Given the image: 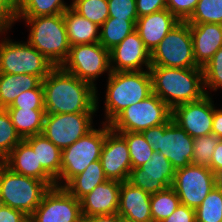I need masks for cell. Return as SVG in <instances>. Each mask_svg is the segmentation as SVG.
Returning <instances> with one entry per match:
<instances>
[{"mask_svg": "<svg viewBox=\"0 0 222 222\" xmlns=\"http://www.w3.org/2000/svg\"><path fill=\"white\" fill-rule=\"evenodd\" d=\"M81 222H124V221L117 213H114L107 215L83 217Z\"/></svg>", "mask_w": 222, "mask_h": 222, "instance_id": "7dc6e473", "label": "cell"}, {"mask_svg": "<svg viewBox=\"0 0 222 222\" xmlns=\"http://www.w3.org/2000/svg\"><path fill=\"white\" fill-rule=\"evenodd\" d=\"M141 133L152 149L163 154L175 169L192 163L194 138L176 124L172 117L165 124Z\"/></svg>", "mask_w": 222, "mask_h": 222, "instance_id": "8992f818", "label": "cell"}, {"mask_svg": "<svg viewBox=\"0 0 222 222\" xmlns=\"http://www.w3.org/2000/svg\"><path fill=\"white\" fill-rule=\"evenodd\" d=\"M6 109H0V162L21 141Z\"/></svg>", "mask_w": 222, "mask_h": 222, "instance_id": "d590c367", "label": "cell"}, {"mask_svg": "<svg viewBox=\"0 0 222 222\" xmlns=\"http://www.w3.org/2000/svg\"><path fill=\"white\" fill-rule=\"evenodd\" d=\"M72 5H66L63 0H19L15 21L19 18H35L63 14Z\"/></svg>", "mask_w": 222, "mask_h": 222, "instance_id": "f1b7e54d", "label": "cell"}, {"mask_svg": "<svg viewBox=\"0 0 222 222\" xmlns=\"http://www.w3.org/2000/svg\"><path fill=\"white\" fill-rule=\"evenodd\" d=\"M81 204L64 187H51L29 216V222H81Z\"/></svg>", "mask_w": 222, "mask_h": 222, "instance_id": "4fadbf2b", "label": "cell"}, {"mask_svg": "<svg viewBox=\"0 0 222 222\" xmlns=\"http://www.w3.org/2000/svg\"><path fill=\"white\" fill-rule=\"evenodd\" d=\"M71 5L76 13L99 27L109 18L107 0H74Z\"/></svg>", "mask_w": 222, "mask_h": 222, "instance_id": "836d02e7", "label": "cell"}, {"mask_svg": "<svg viewBox=\"0 0 222 222\" xmlns=\"http://www.w3.org/2000/svg\"><path fill=\"white\" fill-rule=\"evenodd\" d=\"M16 132L22 140L42 134L45 110L6 108Z\"/></svg>", "mask_w": 222, "mask_h": 222, "instance_id": "83f0119b", "label": "cell"}, {"mask_svg": "<svg viewBox=\"0 0 222 222\" xmlns=\"http://www.w3.org/2000/svg\"><path fill=\"white\" fill-rule=\"evenodd\" d=\"M167 9V0H136L138 18Z\"/></svg>", "mask_w": 222, "mask_h": 222, "instance_id": "b9f144b4", "label": "cell"}, {"mask_svg": "<svg viewBox=\"0 0 222 222\" xmlns=\"http://www.w3.org/2000/svg\"><path fill=\"white\" fill-rule=\"evenodd\" d=\"M151 195L129 182H121L117 214L124 222H153L150 210Z\"/></svg>", "mask_w": 222, "mask_h": 222, "instance_id": "ffe728a7", "label": "cell"}, {"mask_svg": "<svg viewBox=\"0 0 222 222\" xmlns=\"http://www.w3.org/2000/svg\"><path fill=\"white\" fill-rule=\"evenodd\" d=\"M219 141L220 139L212 133L195 137L191 164L209 167L213 152Z\"/></svg>", "mask_w": 222, "mask_h": 222, "instance_id": "8d00e7d4", "label": "cell"}, {"mask_svg": "<svg viewBox=\"0 0 222 222\" xmlns=\"http://www.w3.org/2000/svg\"><path fill=\"white\" fill-rule=\"evenodd\" d=\"M217 186L219 187V189H220L221 192H222V184H217Z\"/></svg>", "mask_w": 222, "mask_h": 222, "instance_id": "f5cc1de1", "label": "cell"}, {"mask_svg": "<svg viewBox=\"0 0 222 222\" xmlns=\"http://www.w3.org/2000/svg\"><path fill=\"white\" fill-rule=\"evenodd\" d=\"M204 77V87L222 88V47L219 48L214 56L202 67Z\"/></svg>", "mask_w": 222, "mask_h": 222, "instance_id": "74e56055", "label": "cell"}, {"mask_svg": "<svg viewBox=\"0 0 222 222\" xmlns=\"http://www.w3.org/2000/svg\"><path fill=\"white\" fill-rule=\"evenodd\" d=\"M196 222H222V192L215 186L195 209Z\"/></svg>", "mask_w": 222, "mask_h": 222, "instance_id": "d6a6232c", "label": "cell"}, {"mask_svg": "<svg viewBox=\"0 0 222 222\" xmlns=\"http://www.w3.org/2000/svg\"><path fill=\"white\" fill-rule=\"evenodd\" d=\"M33 149L38 158V165L56 180L61 171L62 150L44 135H33L24 139Z\"/></svg>", "mask_w": 222, "mask_h": 222, "instance_id": "484cf974", "label": "cell"}, {"mask_svg": "<svg viewBox=\"0 0 222 222\" xmlns=\"http://www.w3.org/2000/svg\"><path fill=\"white\" fill-rule=\"evenodd\" d=\"M105 112L110 124L130 105L142 101L152 93V78L147 71H111L108 74Z\"/></svg>", "mask_w": 222, "mask_h": 222, "instance_id": "3957f363", "label": "cell"}, {"mask_svg": "<svg viewBox=\"0 0 222 222\" xmlns=\"http://www.w3.org/2000/svg\"><path fill=\"white\" fill-rule=\"evenodd\" d=\"M109 17L137 21L136 0H107Z\"/></svg>", "mask_w": 222, "mask_h": 222, "instance_id": "ab89813d", "label": "cell"}, {"mask_svg": "<svg viewBox=\"0 0 222 222\" xmlns=\"http://www.w3.org/2000/svg\"><path fill=\"white\" fill-rule=\"evenodd\" d=\"M152 92L171 109L183 103L195 102L209 95L205 91L203 69L151 66ZM203 85V86H202Z\"/></svg>", "mask_w": 222, "mask_h": 222, "instance_id": "7a4b0ae2", "label": "cell"}, {"mask_svg": "<svg viewBox=\"0 0 222 222\" xmlns=\"http://www.w3.org/2000/svg\"><path fill=\"white\" fill-rule=\"evenodd\" d=\"M136 21H125L109 17L102 25L100 30L99 43L108 51L117 46L122 40L135 31Z\"/></svg>", "mask_w": 222, "mask_h": 222, "instance_id": "f546056e", "label": "cell"}, {"mask_svg": "<svg viewBox=\"0 0 222 222\" xmlns=\"http://www.w3.org/2000/svg\"><path fill=\"white\" fill-rule=\"evenodd\" d=\"M19 0H0V15L11 25L15 21Z\"/></svg>", "mask_w": 222, "mask_h": 222, "instance_id": "f6af8a7d", "label": "cell"}, {"mask_svg": "<svg viewBox=\"0 0 222 222\" xmlns=\"http://www.w3.org/2000/svg\"><path fill=\"white\" fill-rule=\"evenodd\" d=\"M180 204V199L172 187L151 194L150 210L153 222L168 218Z\"/></svg>", "mask_w": 222, "mask_h": 222, "instance_id": "4dcf8cb0", "label": "cell"}, {"mask_svg": "<svg viewBox=\"0 0 222 222\" xmlns=\"http://www.w3.org/2000/svg\"><path fill=\"white\" fill-rule=\"evenodd\" d=\"M0 222H29V216L18 209L4 205L0 208Z\"/></svg>", "mask_w": 222, "mask_h": 222, "instance_id": "ee69618b", "label": "cell"}, {"mask_svg": "<svg viewBox=\"0 0 222 222\" xmlns=\"http://www.w3.org/2000/svg\"><path fill=\"white\" fill-rule=\"evenodd\" d=\"M4 206V202L3 200L1 199V196H0V208H2Z\"/></svg>", "mask_w": 222, "mask_h": 222, "instance_id": "816d5d0a", "label": "cell"}, {"mask_svg": "<svg viewBox=\"0 0 222 222\" xmlns=\"http://www.w3.org/2000/svg\"><path fill=\"white\" fill-rule=\"evenodd\" d=\"M67 39L70 46L97 43L100 40L99 26L80 16L72 8L63 13Z\"/></svg>", "mask_w": 222, "mask_h": 222, "instance_id": "cb8c5ba5", "label": "cell"}, {"mask_svg": "<svg viewBox=\"0 0 222 222\" xmlns=\"http://www.w3.org/2000/svg\"><path fill=\"white\" fill-rule=\"evenodd\" d=\"M180 20L168 9H163L142 17L136 21L135 30L150 53L158 46L168 32Z\"/></svg>", "mask_w": 222, "mask_h": 222, "instance_id": "44dd1931", "label": "cell"}, {"mask_svg": "<svg viewBox=\"0 0 222 222\" xmlns=\"http://www.w3.org/2000/svg\"><path fill=\"white\" fill-rule=\"evenodd\" d=\"M121 182L107 180L96 186L81 200L83 217L114 214L118 212Z\"/></svg>", "mask_w": 222, "mask_h": 222, "instance_id": "d6986e66", "label": "cell"}, {"mask_svg": "<svg viewBox=\"0 0 222 222\" xmlns=\"http://www.w3.org/2000/svg\"><path fill=\"white\" fill-rule=\"evenodd\" d=\"M55 66L29 42L0 43V73L30 74L43 80Z\"/></svg>", "mask_w": 222, "mask_h": 222, "instance_id": "9c48e42d", "label": "cell"}, {"mask_svg": "<svg viewBox=\"0 0 222 222\" xmlns=\"http://www.w3.org/2000/svg\"><path fill=\"white\" fill-rule=\"evenodd\" d=\"M212 134L222 139V109L214 108Z\"/></svg>", "mask_w": 222, "mask_h": 222, "instance_id": "c3c4849f", "label": "cell"}, {"mask_svg": "<svg viewBox=\"0 0 222 222\" xmlns=\"http://www.w3.org/2000/svg\"><path fill=\"white\" fill-rule=\"evenodd\" d=\"M126 141L130 152L132 169L148 162L154 150L140 132H118Z\"/></svg>", "mask_w": 222, "mask_h": 222, "instance_id": "1f68e13d", "label": "cell"}, {"mask_svg": "<svg viewBox=\"0 0 222 222\" xmlns=\"http://www.w3.org/2000/svg\"><path fill=\"white\" fill-rule=\"evenodd\" d=\"M100 161L108 180L127 181L132 169L128 145L125 139L112 129L106 133Z\"/></svg>", "mask_w": 222, "mask_h": 222, "instance_id": "e0dca14e", "label": "cell"}, {"mask_svg": "<svg viewBox=\"0 0 222 222\" xmlns=\"http://www.w3.org/2000/svg\"><path fill=\"white\" fill-rule=\"evenodd\" d=\"M199 0H167V9L180 21H186L194 12Z\"/></svg>", "mask_w": 222, "mask_h": 222, "instance_id": "60d3db41", "label": "cell"}, {"mask_svg": "<svg viewBox=\"0 0 222 222\" xmlns=\"http://www.w3.org/2000/svg\"><path fill=\"white\" fill-rule=\"evenodd\" d=\"M46 114L95 113L98 109L97 90L60 66L43 80Z\"/></svg>", "mask_w": 222, "mask_h": 222, "instance_id": "6da1fadb", "label": "cell"}, {"mask_svg": "<svg viewBox=\"0 0 222 222\" xmlns=\"http://www.w3.org/2000/svg\"><path fill=\"white\" fill-rule=\"evenodd\" d=\"M209 95L172 109V119L192 138L212 133L214 104Z\"/></svg>", "mask_w": 222, "mask_h": 222, "instance_id": "2e32d148", "label": "cell"}, {"mask_svg": "<svg viewBox=\"0 0 222 222\" xmlns=\"http://www.w3.org/2000/svg\"><path fill=\"white\" fill-rule=\"evenodd\" d=\"M9 28H11V25L3 17H0V33H4Z\"/></svg>", "mask_w": 222, "mask_h": 222, "instance_id": "681fc988", "label": "cell"}, {"mask_svg": "<svg viewBox=\"0 0 222 222\" xmlns=\"http://www.w3.org/2000/svg\"><path fill=\"white\" fill-rule=\"evenodd\" d=\"M209 168L218 175L220 172H222V139H220L219 143L217 144L211 161Z\"/></svg>", "mask_w": 222, "mask_h": 222, "instance_id": "bcb514c9", "label": "cell"}, {"mask_svg": "<svg viewBox=\"0 0 222 222\" xmlns=\"http://www.w3.org/2000/svg\"><path fill=\"white\" fill-rule=\"evenodd\" d=\"M60 67L96 88L94 80L105 71L111 73L110 51L99 42L70 46Z\"/></svg>", "mask_w": 222, "mask_h": 222, "instance_id": "8fae6325", "label": "cell"}, {"mask_svg": "<svg viewBox=\"0 0 222 222\" xmlns=\"http://www.w3.org/2000/svg\"><path fill=\"white\" fill-rule=\"evenodd\" d=\"M110 129V125L105 123L102 129L93 128L72 145L62 149L61 171L55 180L57 187L61 185L58 180L63 179L66 185L73 177L84 172L92 162L100 160L106 133Z\"/></svg>", "mask_w": 222, "mask_h": 222, "instance_id": "52a82bcc", "label": "cell"}, {"mask_svg": "<svg viewBox=\"0 0 222 222\" xmlns=\"http://www.w3.org/2000/svg\"><path fill=\"white\" fill-rule=\"evenodd\" d=\"M8 108L45 110L42 83L36 89L21 93Z\"/></svg>", "mask_w": 222, "mask_h": 222, "instance_id": "f35d334b", "label": "cell"}, {"mask_svg": "<svg viewBox=\"0 0 222 222\" xmlns=\"http://www.w3.org/2000/svg\"><path fill=\"white\" fill-rule=\"evenodd\" d=\"M93 114H45L42 135L62 150L93 129Z\"/></svg>", "mask_w": 222, "mask_h": 222, "instance_id": "5bb4252c", "label": "cell"}, {"mask_svg": "<svg viewBox=\"0 0 222 222\" xmlns=\"http://www.w3.org/2000/svg\"><path fill=\"white\" fill-rule=\"evenodd\" d=\"M175 172L171 162L154 151L148 162L130 170L127 182L151 195L172 187Z\"/></svg>", "mask_w": 222, "mask_h": 222, "instance_id": "9a60e30c", "label": "cell"}, {"mask_svg": "<svg viewBox=\"0 0 222 222\" xmlns=\"http://www.w3.org/2000/svg\"><path fill=\"white\" fill-rule=\"evenodd\" d=\"M217 184H222V172L217 175Z\"/></svg>", "mask_w": 222, "mask_h": 222, "instance_id": "f907efd6", "label": "cell"}, {"mask_svg": "<svg viewBox=\"0 0 222 222\" xmlns=\"http://www.w3.org/2000/svg\"><path fill=\"white\" fill-rule=\"evenodd\" d=\"M161 222H196L195 209L179 204L175 211Z\"/></svg>", "mask_w": 222, "mask_h": 222, "instance_id": "7bdbcfd3", "label": "cell"}, {"mask_svg": "<svg viewBox=\"0 0 222 222\" xmlns=\"http://www.w3.org/2000/svg\"><path fill=\"white\" fill-rule=\"evenodd\" d=\"M2 162L13 172L44 181L50 188L56 186V181L38 165L37 155L25 140H21Z\"/></svg>", "mask_w": 222, "mask_h": 222, "instance_id": "7402d4cb", "label": "cell"}, {"mask_svg": "<svg viewBox=\"0 0 222 222\" xmlns=\"http://www.w3.org/2000/svg\"><path fill=\"white\" fill-rule=\"evenodd\" d=\"M217 186V175L205 166L190 164L176 169L172 188L180 204L196 209L209 192Z\"/></svg>", "mask_w": 222, "mask_h": 222, "instance_id": "7c38bea8", "label": "cell"}, {"mask_svg": "<svg viewBox=\"0 0 222 222\" xmlns=\"http://www.w3.org/2000/svg\"><path fill=\"white\" fill-rule=\"evenodd\" d=\"M22 19L31 27L28 42L55 67L61 66L70 50L63 14Z\"/></svg>", "mask_w": 222, "mask_h": 222, "instance_id": "277c9868", "label": "cell"}, {"mask_svg": "<svg viewBox=\"0 0 222 222\" xmlns=\"http://www.w3.org/2000/svg\"><path fill=\"white\" fill-rule=\"evenodd\" d=\"M143 64L151 67V53L136 30L110 50L111 71H141Z\"/></svg>", "mask_w": 222, "mask_h": 222, "instance_id": "ac0fdd59", "label": "cell"}, {"mask_svg": "<svg viewBox=\"0 0 222 222\" xmlns=\"http://www.w3.org/2000/svg\"><path fill=\"white\" fill-rule=\"evenodd\" d=\"M41 83L38 76L30 74L0 73V109L10 107L21 93L36 89Z\"/></svg>", "mask_w": 222, "mask_h": 222, "instance_id": "d4e9b609", "label": "cell"}, {"mask_svg": "<svg viewBox=\"0 0 222 222\" xmlns=\"http://www.w3.org/2000/svg\"><path fill=\"white\" fill-rule=\"evenodd\" d=\"M100 160L92 162L84 172L73 177L64 187L79 201L89 194L96 186L107 181Z\"/></svg>", "mask_w": 222, "mask_h": 222, "instance_id": "4316f807", "label": "cell"}, {"mask_svg": "<svg viewBox=\"0 0 222 222\" xmlns=\"http://www.w3.org/2000/svg\"><path fill=\"white\" fill-rule=\"evenodd\" d=\"M172 117V109L153 92L122 111L109 125L115 132H143L165 124Z\"/></svg>", "mask_w": 222, "mask_h": 222, "instance_id": "ba28073f", "label": "cell"}, {"mask_svg": "<svg viewBox=\"0 0 222 222\" xmlns=\"http://www.w3.org/2000/svg\"><path fill=\"white\" fill-rule=\"evenodd\" d=\"M195 62L203 67L222 47V24H189Z\"/></svg>", "mask_w": 222, "mask_h": 222, "instance_id": "603a6c76", "label": "cell"}, {"mask_svg": "<svg viewBox=\"0 0 222 222\" xmlns=\"http://www.w3.org/2000/svg\"><path fill=\"white\" fill-rule=\"evenodd\" d=\"M186 22L189 24H222V0H199L194 12Z\"/></svg>", "mask_w": 222, "mask_h": 222, "instance_id": "e575fe53", "label": "cell"}, {"mask_svg": "<svg viewBox=\"0 0 222 222\" xmlns=\"http://www.w3.org/2000/svg\"><path fill=\"white\" fill-rule=\"evenodd\" d=\"M49 189L44 181L13 172L0 162V196L5 206L30 216Z\"/></svg>", "mask_w": 222, "mask_h": 222, "instance_id": "5b68a950", "label": "cell"}, {"mask_svg": "<svg viewBox=\"0 0 222 222\" xmlns=\"http://www.w3.org/2000/svg\"><path fill=\"white\" fill-rule=\"evenodd\" d=\"M151 66L168 68L199 67L195 62L189 23L180 21L151 53Z\"/></svg>", "mask_w": 222, "mask_h": 222, "instance_id": "30bf717a", "label": "cell"}]
</instances>
